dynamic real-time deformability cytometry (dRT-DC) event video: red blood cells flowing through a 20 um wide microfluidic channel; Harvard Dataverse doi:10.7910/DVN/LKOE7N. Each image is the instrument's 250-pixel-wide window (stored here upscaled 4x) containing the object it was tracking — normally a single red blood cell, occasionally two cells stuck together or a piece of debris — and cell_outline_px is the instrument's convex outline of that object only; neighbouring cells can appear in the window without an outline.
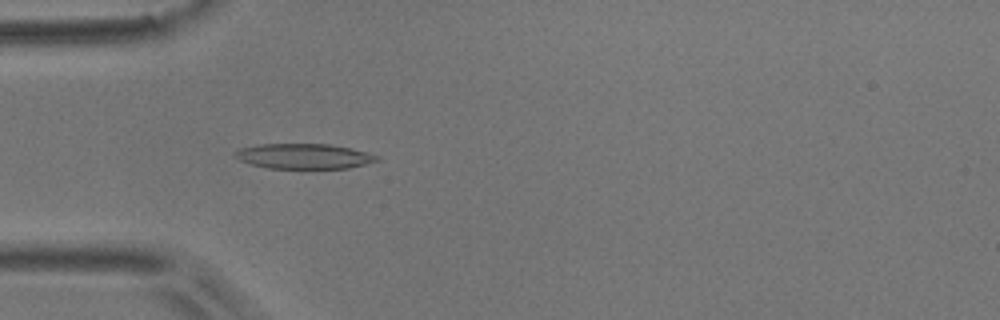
{"species": "common noctule bat (a hibernating species)", "species_latin": "Nyctalus noctula", "temperature_condition": "room temperature", "stored_images_in_passage": 4, "camera_frame_rate_fps": 3000, "um_per_image_px": 0.085, "animal": {"sex": "male", "body_mass_g": 17.9}, "frame": {"image": 1, "passage_image": 4, "time_ms": 1.0, "image_size_px": [1000, 320], "cell_outline_px": [[380, 160], [348, 168], [264, 168], [240, 160], [232, 156], [232, 152], [240, 148], [260, 144], [332, 144], [352, 148], [380, 156]], "centroid_in_image_um": [25.81, 13.27], "position_along_channel_um": 59.2, "area_um2": 20.92}}